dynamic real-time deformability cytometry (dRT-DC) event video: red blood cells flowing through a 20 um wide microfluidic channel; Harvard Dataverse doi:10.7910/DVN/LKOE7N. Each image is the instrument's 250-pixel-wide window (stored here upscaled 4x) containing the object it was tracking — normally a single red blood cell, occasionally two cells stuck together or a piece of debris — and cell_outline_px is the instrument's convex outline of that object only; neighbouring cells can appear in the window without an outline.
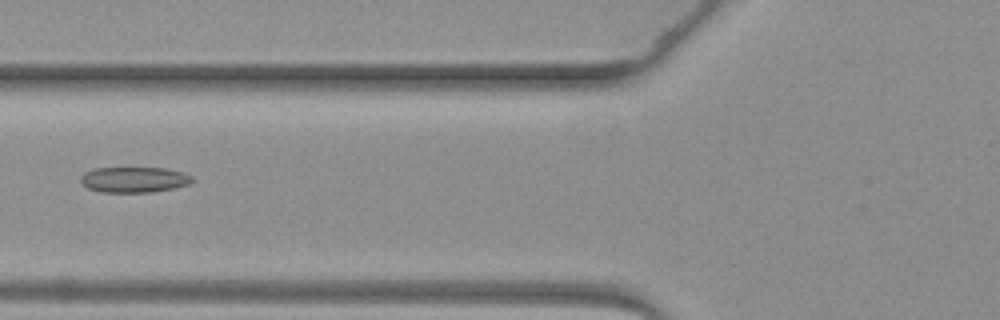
{"species": "common noctule bat (a hibernating species)", "species_latin": "Nyctalus noctula", "temperature_condition": "warm", "stored_images_in_passage": 4, "camera_frame_rate_fps": 3000, "um_per_image_px": 0.085, "animal": {"sex": "female", "body_mass_g": 19.3, "forearm_length_mm": 54.1}, "frame": {"image": 1, "passage_image": 4, "time_ms": 6.0, "image_size_px": [1000, 320], "cell_outline_px": [[196, 180], [188, 184], [172, 188], [152, 192], [100, 192], [88, 188], [80, 180], [80, 176], [84, 172], [96, 168], [164, 168], [184, 172], [192, 176]], "centroid_in_image_um": [11.41, 15.26], "position_along_channel_um": 114.4, "area_um2": 16.65}}